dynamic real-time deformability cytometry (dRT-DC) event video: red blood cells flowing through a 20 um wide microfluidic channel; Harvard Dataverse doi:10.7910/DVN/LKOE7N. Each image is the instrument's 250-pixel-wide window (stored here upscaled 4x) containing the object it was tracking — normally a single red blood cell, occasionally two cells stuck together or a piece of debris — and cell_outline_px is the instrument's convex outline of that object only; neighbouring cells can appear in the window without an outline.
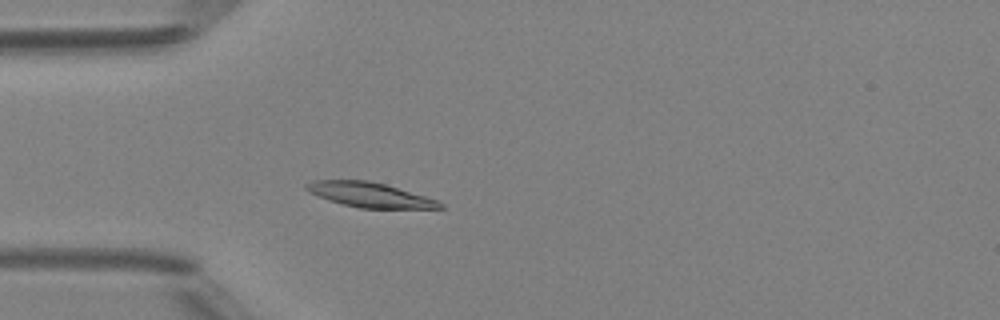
{"species": "Egyptian fruit bat (a non-hibernating species)", "species_latin": "Rousettus aegyptiacus", "temperature_condition": "room temperature", "stored_images_in_passage": 37, "camera_frame_rate_fps": 3000, "um_per_image_px": 0.085, "animal": {"sex": "female"}, "frame": {"image": 1, "passage_image": 11, "time_ms": 3.333, "image_size_px": [1000, 320], "cell_outline_px": [[444, 208], [360, 208], [328, 200], [308, 192], [304, 188], [304, 184], [312, 180], [368, 180], [384, 184], [424, 196], [436, 200], [444, 204]], "centroid_in_image_um": [31.36, 16.55], "position_along_channel_um": 53.6, "area_um2": 19.07}}
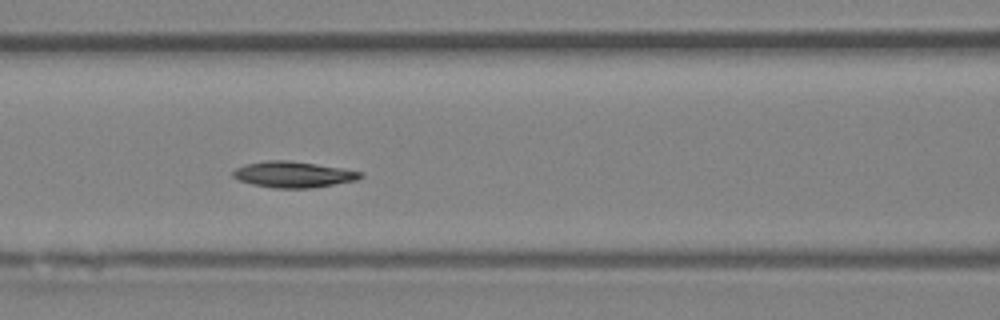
{"frame": {"image": 2, "passage_image": 18, "time_ms": 5.667, "image_size_px": [1000, 320], "cell_outline_px": [[364, 176], [356, 180], [312, 188], [272, 188], [252, 184], [240, 180], [232, 176], [232, 172], [236, 168], [244, 164], [268, 160], [288, 160], [344, 168], [364, 172]], "centroid_in_image_um": [24.95, 14.82], "position_along_channel_um": 141.7, "area_um2": 19.42}}
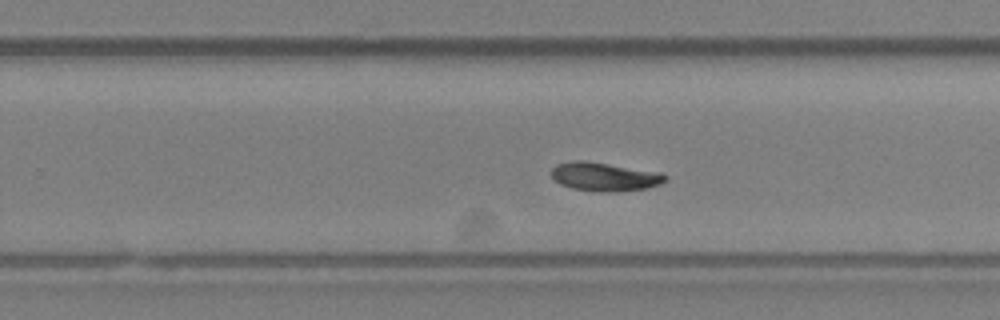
{"frame": {"image": 3, "passage_image": 28, "time_ms": 9.0, "image_size_px": [1000, 320], "cell_outline_px": [[668, 180], [660, 184], [648, 188], [616, 192], [600, 192], [572, 188], [560, 184], [552, 176], [552, 168], [556, 164], [576, 160], [580, 160], [660, 172], [668, 176]], "centroid_in_image_um": [51.42, 15.03], "position_along_channel_um": 278.4, "area_um2": 18.9}, "authors_computed_cell_mechanics": {"area_um2": 19.074, "velocity_mm_per_s": 4.112, "shape_relaxation_time_tau1_ms": 5.2247, "shape_relaxation_time_tau2_ms": null, "deformation_change_tau1": 0.1401, "deformation_change_tau2": null}}